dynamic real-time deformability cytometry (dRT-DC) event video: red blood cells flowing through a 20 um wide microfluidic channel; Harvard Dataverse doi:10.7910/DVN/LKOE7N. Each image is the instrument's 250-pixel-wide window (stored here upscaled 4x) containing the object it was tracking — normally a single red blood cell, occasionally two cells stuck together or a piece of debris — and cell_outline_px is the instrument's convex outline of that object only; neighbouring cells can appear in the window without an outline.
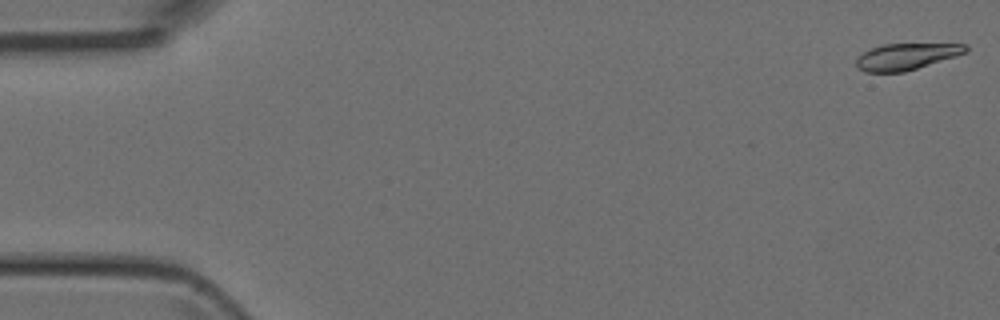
{"species": "Egyptian fruit bat (a non-hibernating species)", "species_latin": "Rousettus aegyptiacus", "temperature_condition": "room temperature", "stored_images_in_passage": 5, "camera_frame_rate_fps": 3000, "um_per_image_px": 0.085, "animal": {"sex": "female"}, "frame": {"image": 1, "passage_image": 1, "time_ms": 0.0, "image_size_px": [1000, 320], "cell_outline_px": [[968, 52], [956, 56], [904, 72], [864, 72], [856, 68], [856, 60], [864, 52], [872, 48], [884, 44], [968, 44]], "centroid_in_image_um": [77.04, 4.81], "position_along_channel_um": 8.0, "area_um2": 16.76}}
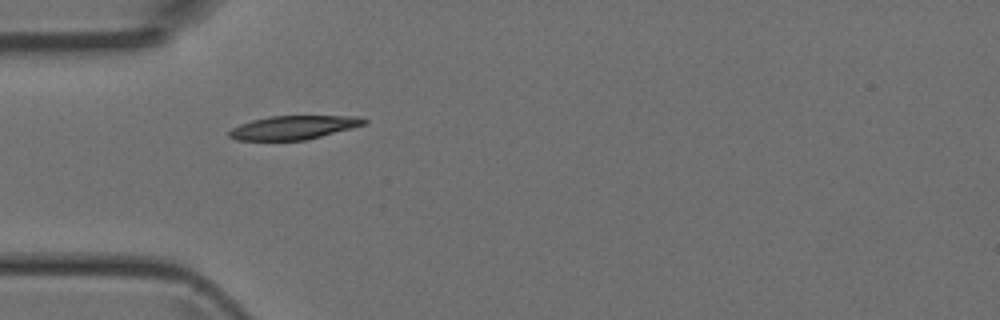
{"frame": {"image": 2, "passage_image": 4, "time_ms": 1.0, "image_size_px": [1000, 320], "cell_outline_px": [[368, 120], [364, 124], [352, 128], [304, 140], [236, 140], [228, 136], [228, 132], [232, 128], [240, 124], [252, 120], [268, 116], [360, 116]], "centroid_in_image_um": [24.93, 10.83], "position_along_channel_um": 60.1, "area_um2": 18.5}}
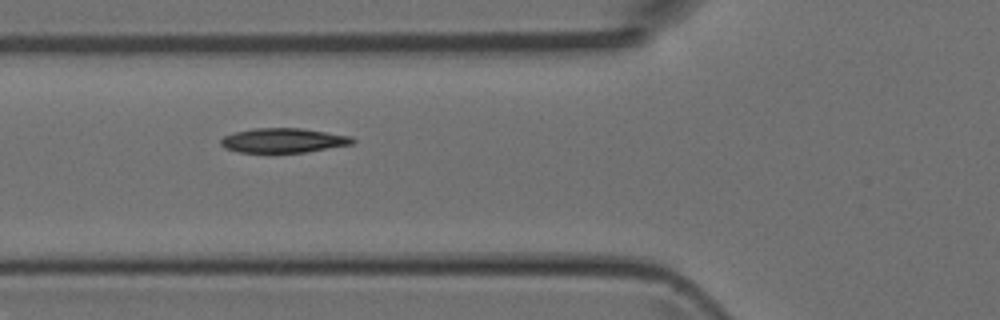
{"frame": {"image": 3, "passage_image": 5, "time_ms": 1.333, "image_size_px": [1000, 320], "cell_outline_px": [[356, 140], [352, 144], [304, 152], [240, 152], [224, 148], [220, 144], [220, 140], [224, 136], [236, 132], [252, 128], [300, 128], [352, 136]], "centroid_in_image_um": [24.07, 11.93], "position_along_channel_um": 101.7, "area_um2": 18.67}}